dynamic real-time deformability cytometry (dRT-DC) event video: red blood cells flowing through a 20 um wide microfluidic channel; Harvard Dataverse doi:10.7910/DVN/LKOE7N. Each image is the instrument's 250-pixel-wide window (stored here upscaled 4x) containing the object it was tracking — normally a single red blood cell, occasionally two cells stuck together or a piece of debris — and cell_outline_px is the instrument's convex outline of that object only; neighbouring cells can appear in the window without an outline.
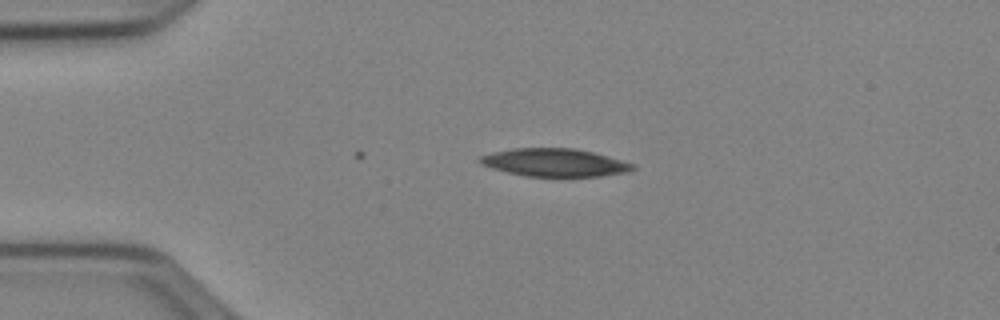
{"species": "Egyptian fruit bat (a non-hibernating species)", "species_latin": "Rousettus aegyptiacus", "temperature_condition": "cold", "stored_images_in_passage": 5, "camera_frame_rate_fps": 3000, "um_per_image_px": 0.085, "animal": {"sex": "female"}, "frame": {"image": 1, "passage_image": 5, "time_ms": 1.333, "image_size_px": [1000, 320], "cell_outline_px": [[636, 168], [628, 172], [600, 176], [524, 176], [492, 168], [480, 164], [476, 160], [480, 156], [492, 152], [512, 148], [572, 148], [592, 152], [636, 164]], "centroid_in_image_um": [47.12, 13.81], "position_along_channel_um": 37.9, "area_um2": 24.85}}